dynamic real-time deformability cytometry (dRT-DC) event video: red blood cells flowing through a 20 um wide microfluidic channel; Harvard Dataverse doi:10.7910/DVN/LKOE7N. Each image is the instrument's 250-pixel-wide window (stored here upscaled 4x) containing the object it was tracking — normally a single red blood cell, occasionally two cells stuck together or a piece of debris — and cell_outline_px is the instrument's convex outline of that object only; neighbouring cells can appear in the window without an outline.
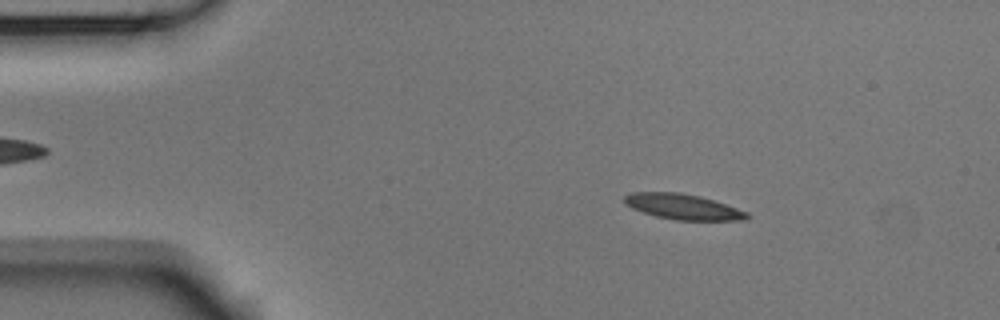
{"species": "Egyptian fruit bat (a non-hibernating species)", "species_latin": "Rousettus aegyptiacus", "temperature_condition": "room temperature", "stored_images_in_passage": 4, "camera_frame_rate_fps": 3000, "um_per_image_px": 0.085, "animal": {"sex": "male"}, "frame": {"image": 1, "passage_image": 2, "time_ms": 0.333, "image_size_px": [1000, 320], "cell_outline_px": [[752, 216], [748, 220], [676, 220], [656, 216], [632, 208], [624, 204], [624, 196], [632, 192], [680, 192], [700, 196], [748, 212]], "centroid_in_image_um": [58.06, 17.57], "position_along_channel_um": 26.9, "area_um2": 18.15}}
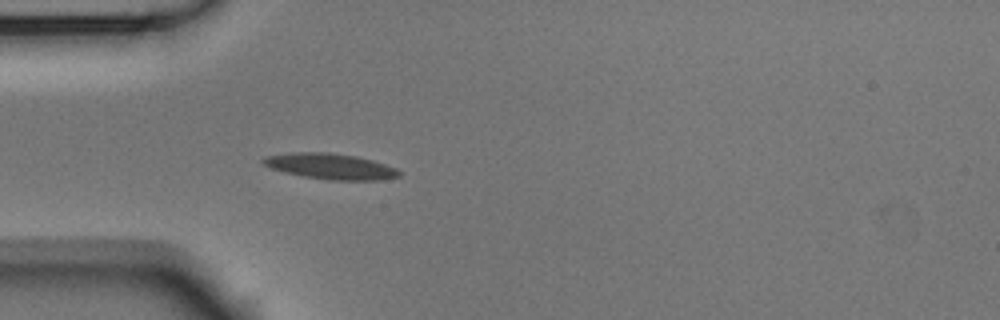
{"frame": {"image": 2, "passage_image": 4, "time_ms": 1.0, "image_size_px": [1000, 320], "cell_outline_px": [[400, 176], [380, 180], [328, 180], [304, 176], [284, 172], [260, 164], [260, 160], [264, 156], [292, 152], [328, 152], [356, 156], [372, 160], [396, 168], [400, 172]], "centroid_in_image_um": [28.04, 14.13], "position_along_channel_um": 57.0, "area_um2": 20.46}}